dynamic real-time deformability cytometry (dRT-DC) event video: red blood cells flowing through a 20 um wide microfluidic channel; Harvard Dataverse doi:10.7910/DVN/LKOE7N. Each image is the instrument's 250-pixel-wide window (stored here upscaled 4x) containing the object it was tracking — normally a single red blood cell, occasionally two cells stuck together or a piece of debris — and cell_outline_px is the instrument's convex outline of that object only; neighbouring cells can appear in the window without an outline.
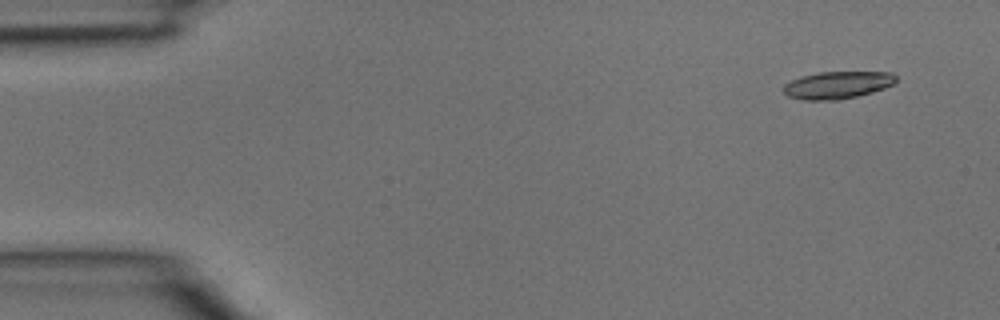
{"species": "common noctule bat (a hibernating species)", "species_latin": "Nyctalus noctula", "temperature_condition": "room temperature", "stored_images_in_passage": 39, "camera_frame_rate_fps": 3000, "um_per_image_px": 0.085, "animal": {"sex": "male", "body_mass_g": 15.6}, "frame": {"image": 1, "passage_image": 1, "time_ms": 0.0, "image_size_px": [1000, 320], "cell_outline_px": [[896, 80], [892, 84], [884, 88], [872, 92], [840, 100], [804, 100], [788, 96], [784, 92], [784, 84], [800, 76], [820, 72], [892, 72], [896, 76]], "centroid_in_image_um": [71.17, 7.22], "position_along_channel_um": 13.8, "area_um2": 17.86}}
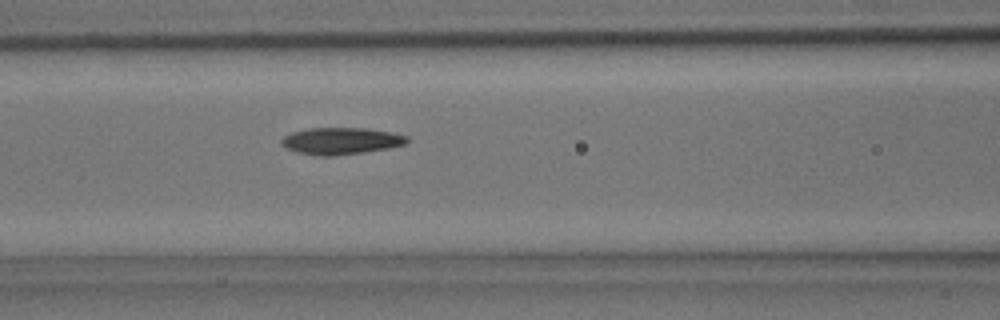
{"frame": {"image": 2, "passage_image": 15, "time_ms": 4.667, "image_size_px": [1000, 320], "cell_outline_px": [[408, 140], [404, 144], [388, 148], [364, 152], [332, 156], [320, 156], [296, 152], [280, 144], [280, 140], [284, 136], [292, 132], [308, 128], [368, 128], [408, 136]], "centroid_in_image_um": [28.94, 11.98], "position_along_channel_um": 137.7, "area_um2": 19.54}}
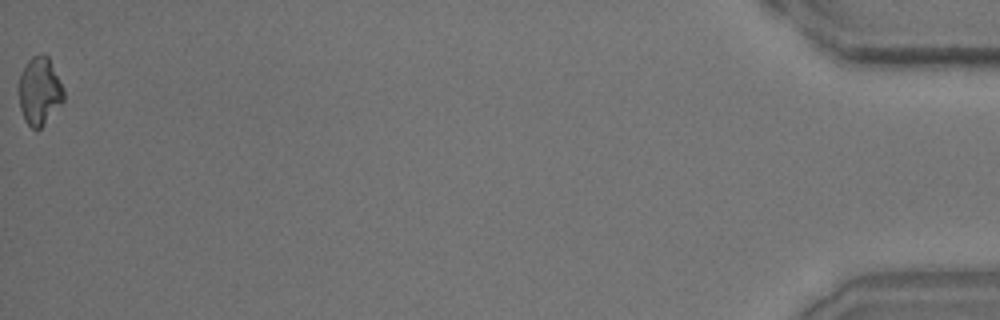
{"frame": {"image": 3, "passage_image": 39, "time_ms": 12.667, "image_size_px": [1000, 320], "cell_outline_px": [[64, 100], [44, 124], [36, 132], [28, 124], [20, 108], [20, 72], [28, 60], [32, 56], [40, 52], [44, 52], [48, 56], [64, 88]], "centroid_in_image_um": [3.38, 7.7], "position_along_channel_um": 431.8, "area_um2": 17.69}}